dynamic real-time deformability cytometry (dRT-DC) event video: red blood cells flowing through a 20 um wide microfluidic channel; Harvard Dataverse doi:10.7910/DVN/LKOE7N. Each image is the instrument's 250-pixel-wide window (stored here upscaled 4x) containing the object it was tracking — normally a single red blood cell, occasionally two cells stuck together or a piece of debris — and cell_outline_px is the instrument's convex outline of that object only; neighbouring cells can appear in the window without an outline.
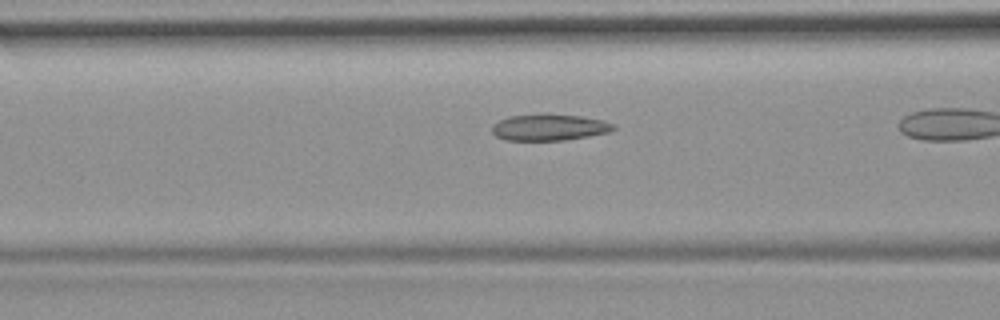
{"species": "common noctule bat (a hibernating species)", "species_latin": "Nyctalus noctula", "temperature_condition": "room temperature", "stored_images_in_passage": 29, "camera_frame_rate_fps": 3000, "um_per_image_px": 0.085, "animal": {"sex": "female", "body_mass_g": 19.9}, "frame": {"image": 1, "passage_image": 9, "time_ms": 2.667, "image_size_px": [1000, 320], "cell_outline_px": [[616, 128], [608, 132], [588, 136], [564, 140], [508, 140], [496, 136], [492, 132], [492, 124], [508, 116], [580, 116], [604, 120], [616, 124]], "centroid_in_image_um": [46.71, 10.85], "position_along_channel_um": 119.9, "area_um2": 18.03}}